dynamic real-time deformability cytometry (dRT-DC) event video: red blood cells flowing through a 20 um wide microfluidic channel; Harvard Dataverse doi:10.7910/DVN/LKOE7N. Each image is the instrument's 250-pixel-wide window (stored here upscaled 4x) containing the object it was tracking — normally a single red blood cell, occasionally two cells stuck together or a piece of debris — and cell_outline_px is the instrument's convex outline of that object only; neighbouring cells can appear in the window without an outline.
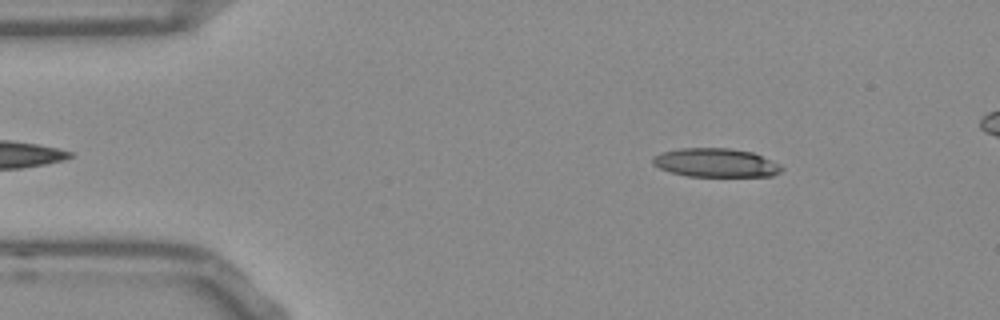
{"species": "Egyptian fruit bat (a non-hibernating species)", "species_latin": "Rousettus aegyptiacus", "temperature_condition": "room temperature", "stored_images_in_passage": 48, "camera_frame_rate_fps": 3000, "um_per_image_px": 0.085, "frame": {"image": 1, "passage_image": 4, "time_ms": 1.0, "image_size_px": [1000, 320], "cell_outline_px": [[784, 168], [780, 172], [772, 176], [688, 176], [672, 172], [660, 168], [652, 164], [652, 156], [660, 152], [680, 148], [728, 148], [752, 152], [780, 164]], "centroid_in_image_um": [60.82, 13.83], "position_along_channel_um": 24.2, "area_um2": 21.56}}
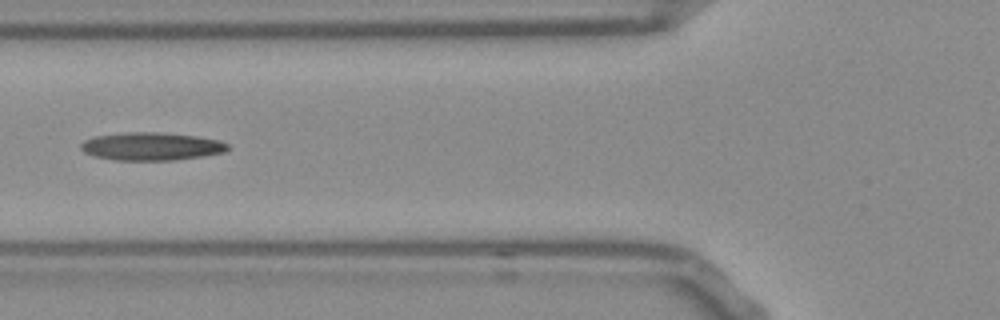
{"frame": {"image": 2, "passage_image": 16, "time_ms": 5.0, "image_size_px": [1000, 320], "cell_outline_px": [[228, 148], [224, 152], [204, 156], [172, 160], [112, 160], [96, 156], [84, 152], [80, 148], [80, 144], [84, 140], [96, 136], [132, 132], [156, 132], [196, 136], [216, 140], [228, 144]], "centroid_in_image_um": [12.84, 12.45], "position_along_channel_um": 113.0, "area_um2": 23.64}}
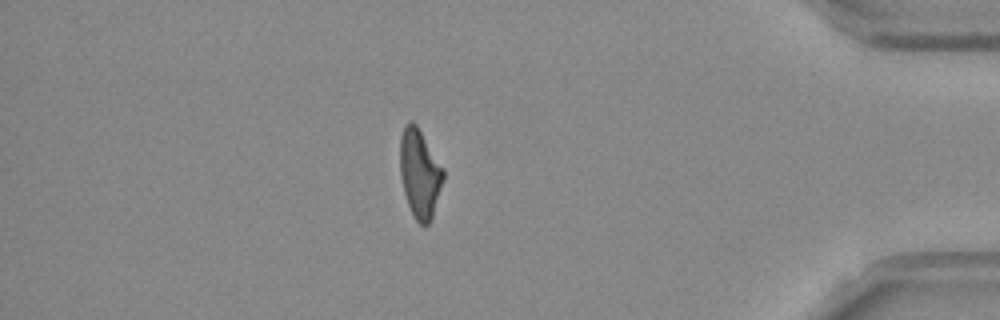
{"frame": {"image": 3, "passage_image": 42, "time_ms": 13.667, "image_size_px": [1000, 320], "cell_outline_px": [[444, 180], [432, 220], [428, 224], [420, 224], [416, 220], [408, 204], [404, 192], [400, 176], [400, 136], [404, 124], [412, 120], [416, 124], [444, 168]], "centroid_in_image_um": [35.69, 14.74], "position_along_channel_um": 399.5, "area_um2": 22.54}, "authors_computed_cell_mechanics": {"area_um2": 22.542, "velocity_mm_per_s": 3.7928, "shape_relaxation_time_tau1_ms": null, "shape_relaxation_time_tau2_ms": 5.7421, "deformation_change_tau1": null, "deformation_change_tau2": 0.1943}}